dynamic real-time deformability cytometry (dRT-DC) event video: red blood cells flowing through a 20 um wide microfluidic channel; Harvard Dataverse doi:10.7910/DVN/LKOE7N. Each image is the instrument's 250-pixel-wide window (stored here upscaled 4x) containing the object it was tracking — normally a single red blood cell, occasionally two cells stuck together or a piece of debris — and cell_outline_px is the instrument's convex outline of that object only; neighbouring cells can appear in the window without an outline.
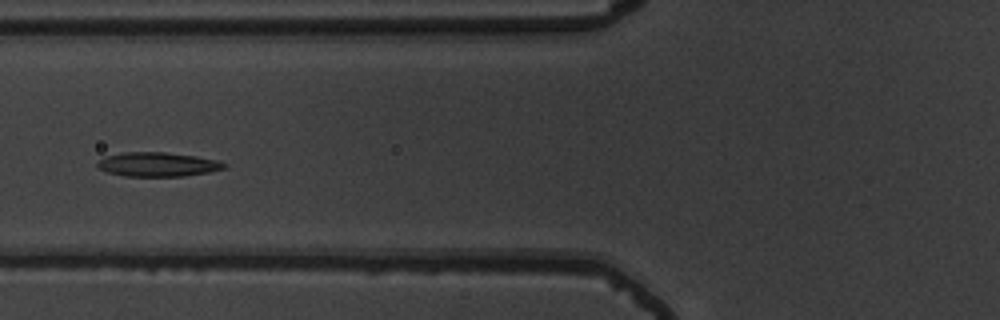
{"species": "common noctule bat (a hibernating species)", "species_latin": "Nyctalus noctula", "temperature_condition": "warm", "stored_images_in_passage": 35, "camera_frame_rate_fps": 3000, "um_per_image_px": 0.085, "animal": {"sex": "male", "body_mass_g": 19.5, "forearm_length_mm": 54.6}, "frame": {"image": 1, "passage_image": 11, "time_ms": 3.333, "image_size_px": [1000, 320], "cell_outline_px": [[228, 164], [224, 168], [208, 172], [184, 176], [124, 176], [108, 172], [96, 168], [96, 164], [104, 156], [124, 152], [164, 152], [196, 156], [220, 160]], "centroid_in_image_um": [13.4, 13.97], "position_along_channel_um": 112.4, "area_um2": 17.98}}
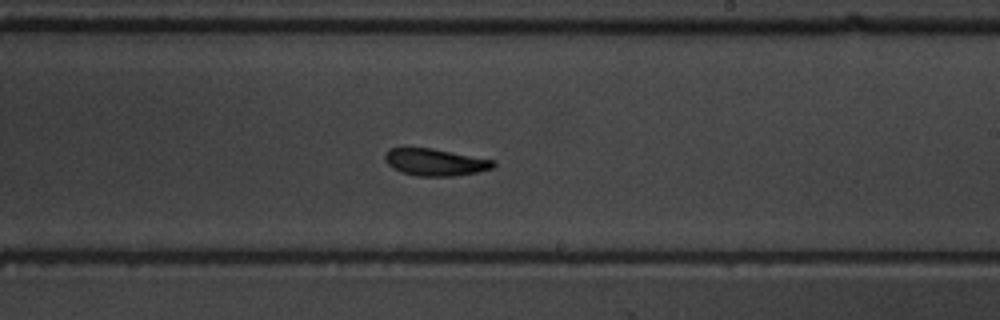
{"frame": {"image": 2, "passage_image": 22, "time_ms": 7.0, "image_size_px": [1000, 320], "cell_outline_px": [[496, 164], [492, 168], [476, 172], [452, 176], [416, 176], [400, 172], [392, 168], [384, 160], [384, 156], [388, 148], [432, 148], [496, 160]], "centroid_in_image_um": [36.97, 13.78], "position_along_channel_um": 252.0, "area_um2": 17.17}}
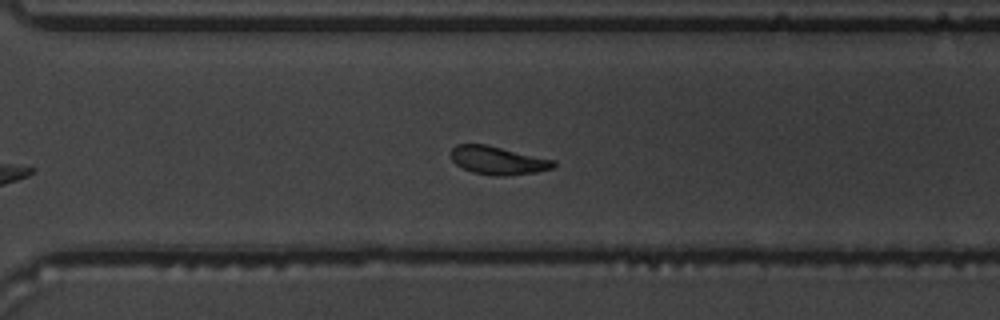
{"frame": {"image": 3, "passage_image": 28, "time_ms": 9.0, "image_size_px": [1000, 320], "cell_outline_px": [[556, 164], [552, 168], [536, 172], [508, 176], [496, 176], [472, 172], [456, 164], [452, 160], [452, 148], [456, 144], [488, 144], [556, 160]], "centroid_in_image_um": [42.35, 13.63], "position_along_channel_um": 328.2, "area_um2": 16.99}, "authors_computed_cell_mechanics": {"area_um2": 17.8024, "velocity_mm_per_s": 3.8137, "shape_relaxation_time_tau1_ms": 4.4195, "shape_relaxation_time_tau2_ms": 2.1118, "deformation_change_tau1": 0.1397, "deformation_change_tau2": 0.0727}}